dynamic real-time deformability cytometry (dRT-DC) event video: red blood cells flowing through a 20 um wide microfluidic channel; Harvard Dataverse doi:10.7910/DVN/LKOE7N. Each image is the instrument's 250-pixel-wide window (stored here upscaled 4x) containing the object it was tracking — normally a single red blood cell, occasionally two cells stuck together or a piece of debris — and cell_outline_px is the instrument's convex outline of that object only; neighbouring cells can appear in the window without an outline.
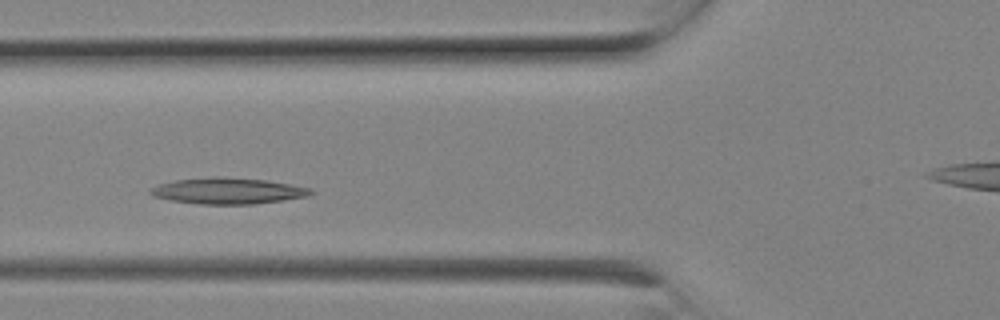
{"species": "Egyptian fruit bat (a non-hibernating species)", "species_latin": "Rousettus aegyptiacus", "temperature_condition": "room temperature", "stored_images_in_passage": 6, "camera_frame_rate_fps": 3000, "um_per_image_px": 0.085, "animal": {"sex": "female"}, "frame": {"image": 1, "passage_image": 5, "time_ms": 1.333, "image_size_px": [1000, 320], "cell_outline_px": [[316, 192], [308, 196], [284, 200], [252, 204], [200, 204], [172, 200], [152, 196], [148, 192], [152, 188], [160, 184], [172, 180], [212, 176], [220, 176], [264, 180], [312, 188]], "centroid_in_image_um": [19.37, 16.22], "position_along_channel_um": 106.4, "area_um2": 24.45}}
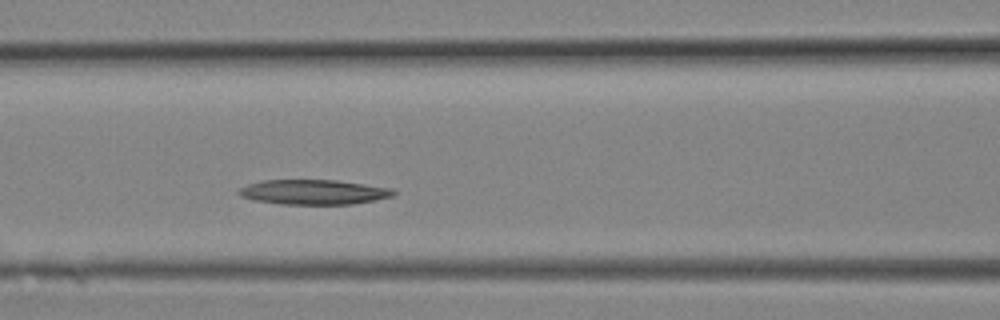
{"frame": {"image": 2, "passage_image": 6, "time_ms": 1.667, "image_size_px": [1000, 320], "cell_outline_px": [[396, 192], [392, 196], [376, 200], [352, 204], [280, 204], [256, 200], [240, 196], [236, 192], [240, 188], [248, 184], [264, 180], [336, 180], [392, 188]], "centroid_in_image_um": [26.66, 16.32], "position_along_channel_um": 139.9, "area_um2": 22.31}}